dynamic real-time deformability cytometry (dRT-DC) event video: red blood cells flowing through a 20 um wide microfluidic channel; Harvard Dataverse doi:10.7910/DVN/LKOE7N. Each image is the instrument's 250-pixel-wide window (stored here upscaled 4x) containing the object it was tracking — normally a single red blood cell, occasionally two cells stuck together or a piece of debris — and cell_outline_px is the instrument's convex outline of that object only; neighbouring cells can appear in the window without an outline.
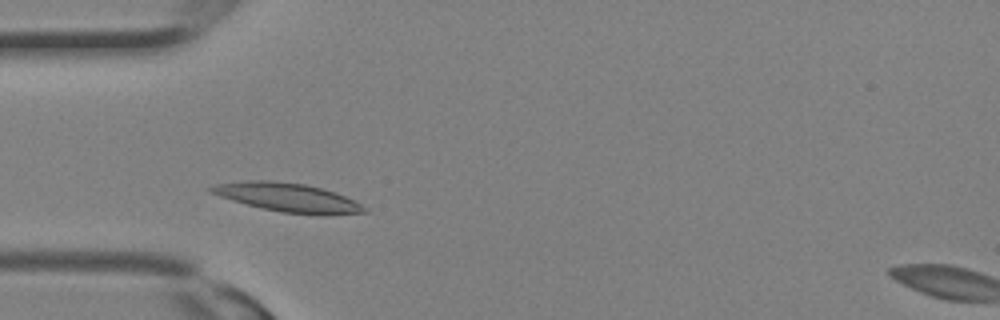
{"species": "Egyptian fruit bat (a non-hibernating species)", "species_latin": "Rousettus aegyptiacus", "temperature_condition": "room temperature", "stored_images_in_passage": 6, "camera_frame_rate_fps": 3000, "um_per_image_px": 0.085, "animal": {"sex": "female"}, "frame": {"image": 1, "passage_image": 4, "time_ms": 1.0, "image_size_px": [1000, 320], "cell_outline_px": [[368, 212], [284, 212], [264, 208], [232, 200], [208, 192], [208, 188], [216, 184], [244, 180], [272, 180], [304, 184], [320, 188], [344, 196], [368, 208]], "centroid_in_image_um": [24.3, 16.72], "position_along_channel_um": 60.7, "area_um2": 24.28}}
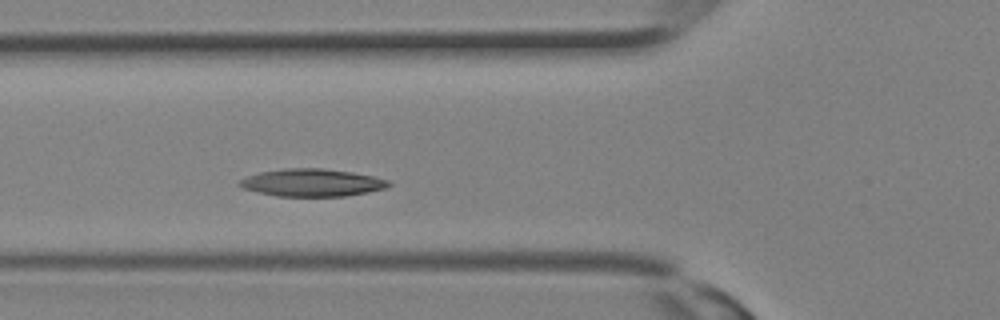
{"frame": {"image": 2, "passage_image": 6, "time_ms": 1.667, "image_size_px": [1000, 320], "cell_outline_px": [[392, 184], [384, 188], [368, 192], [344, 196], [276, 196], [256, 192], [244, 188], [236, 184], [240, 180], [248, 176], [260, 172], [284, 168], [324, 168], [352, 172], [372, 176], [388, 180]], "centroid_in_image_um": [26.5, 15.52], "position_along_channel_um": 99.3, "area_um2": 23.87}}